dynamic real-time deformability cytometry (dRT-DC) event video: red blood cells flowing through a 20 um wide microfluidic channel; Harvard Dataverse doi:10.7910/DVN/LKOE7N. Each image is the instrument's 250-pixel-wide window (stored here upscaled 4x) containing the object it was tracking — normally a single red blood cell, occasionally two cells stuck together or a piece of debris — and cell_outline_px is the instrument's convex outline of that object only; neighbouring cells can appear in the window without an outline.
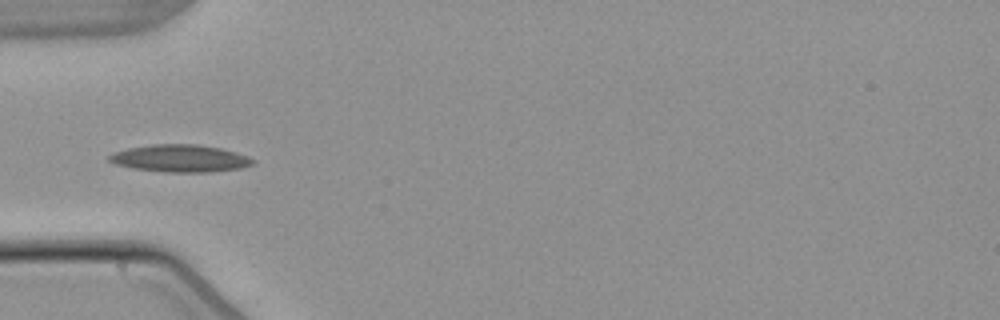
{"species": "common noctule bat (a hibernating species)", "species_latin": "Nyctalus noctula", "temperature_condition": "warm", "stored_images_in_passage": 6, "camera_frame_rate_fps": 3000, "um_per_image_px": 0.085, "animal": {"sex": "male", "body_mass_g": 21.5, "forearm_length_mm": 52.0}, "frame": {"image": 1, "passage_image": 4, "time_ms": 4.667, "image_size_px": [1000, 320], "cell_outline_px": [[256, 160], [252, 164], [240, 168], [208, 172], [164, 172], [132, 168], [116, 164], [108, 160], [108, 156], [116, 152], [128, 148], [152, 144], [200, 144], [220, 148], [248, 156]], "centroid_in_image_um": [15.31, 13.46], "position_along_channel_um": 69.7, "area_um2": 22.77}}